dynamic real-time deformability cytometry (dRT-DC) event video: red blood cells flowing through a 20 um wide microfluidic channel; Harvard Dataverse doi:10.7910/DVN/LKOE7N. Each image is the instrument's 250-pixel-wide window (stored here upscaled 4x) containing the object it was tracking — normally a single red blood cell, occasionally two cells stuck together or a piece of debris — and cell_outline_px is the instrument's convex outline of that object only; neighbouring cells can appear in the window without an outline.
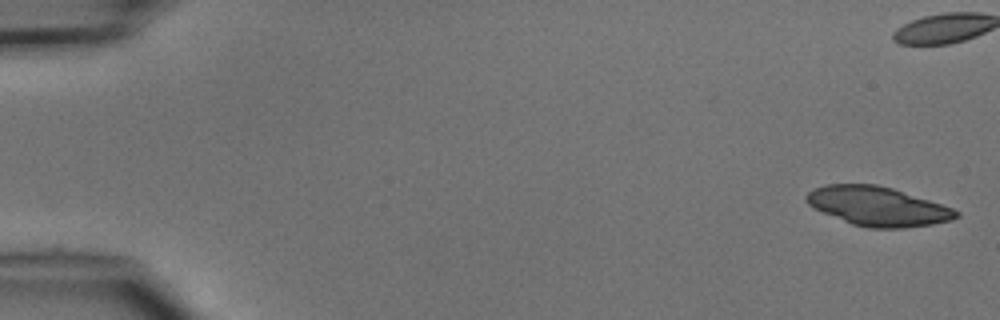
{"species": "common noctule bat (a hibernating species)", "species_latin": "Nyctalus noctula", "temperature_condition": "cold", "stored_images_in_passage": 7, "camera_frame_rate_fps": 3000, "um_per_image_px": 0.085, "animal": {"sex": "male", "body_mass_g": 15.6}, "frame": {"image": 1, "passage_image": 1, "time_ms": 0.0, "image_size_px": [1000, 320], "cell_outline_px": [[960, 216], [952, 220], [932, 224], [904, 228], [868, 228], [852, 224], [812, 208], [804, 200], [804, 196], [812, 188], [828, 184], [876, 184], [892, 188], [952, 208], [960, 212]], "centroid_in_image_um": [74.56, 17.53], "position_along_channel_um": 10.4, "area_um2": 34.16}}